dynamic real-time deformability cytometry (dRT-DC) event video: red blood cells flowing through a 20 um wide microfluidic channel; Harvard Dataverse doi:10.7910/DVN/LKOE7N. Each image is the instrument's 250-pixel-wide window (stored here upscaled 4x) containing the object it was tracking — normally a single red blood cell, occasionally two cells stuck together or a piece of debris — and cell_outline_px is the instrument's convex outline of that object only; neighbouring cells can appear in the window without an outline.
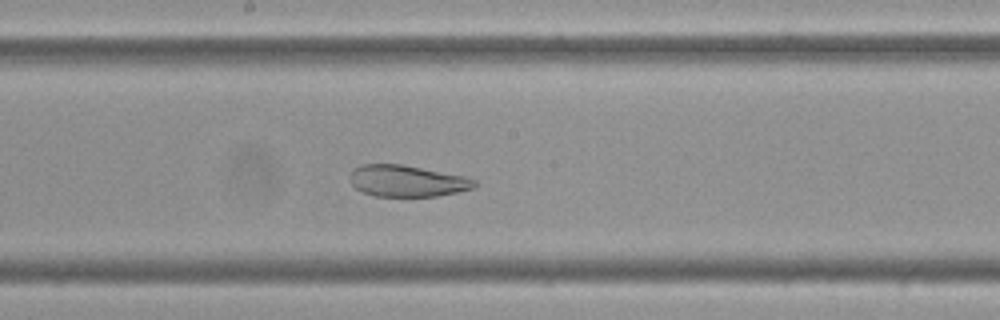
{"species": "Egyptian fruit bat (a non-hibernating species)", "species_latin": "Rousettus aegyptiacus", "temperature_condition": "cold", "stored_images_in_passage": 47, "camera_frame_rate_fps": 3000, "um_per_image_px": 0.085, "frame": {"image": 1, "passage_image": 28, "time_ms": 9.0, "image_size_px": [1000, 320], "cell_outline_px": [[476, 184], [472, 188], [456, 192], [436, 196], [376, 196], [364, 192], [356, 188], [352, 184], [352, 168], [360, 164], [400, 164], [464, 176], [476, 180]], "centroid_in_image_um": [34.59, 15.37], "position_along_channel_um": 213.6, "area_um2": 22.48}}
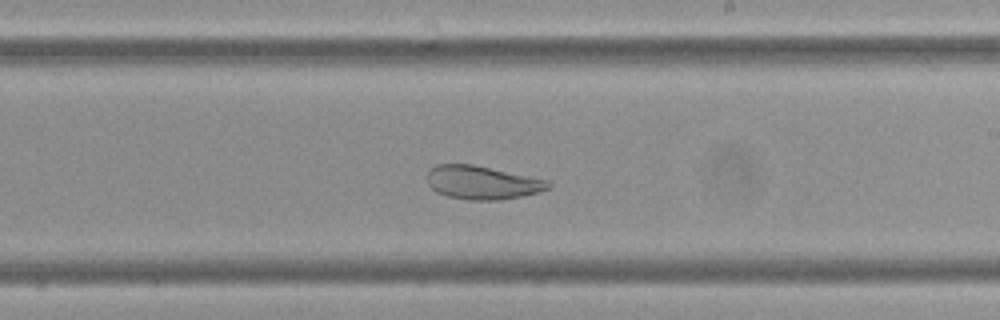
{"frame": {"image": 2, "passage_image": 31, "time_ms": 10.0, "image_size_px": [1000, 320], "cell_outline_px": [[552, 184], [548, 188], [536, 192], [520, 196], [500, 200], [468, 200], [448, 196], [436, 192], [428, 184], [428, 172], [436, 164], [472, 164], [548, 180]], "centroid_in_image_um": [40.96, 15.51], "position_along_channel_um": 248.0, "area_um2": 23.35}}
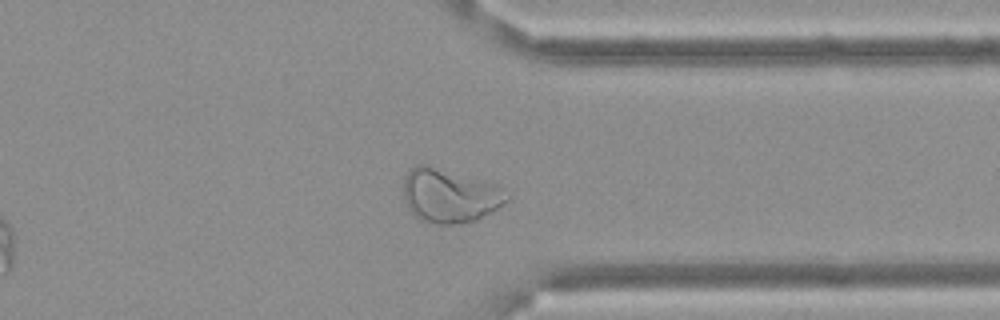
{"frame": {"image": 3, "passage_image": 42, "time_ms": 13.667, "image_size_px": [1000, 320], "cell_outline_px": [[512, 196], [508, 200], [492, 212], [476, 220], [464, 224], [436, 224], [420, 220], [408, 208], [404, 200], [404, 180], [408, 172], [416, 164], [428, 164], [496, 184]], "centroid_in_image_um": [38.24, 16.64], "position_along_channel_um": 373.2, "area_um2": 32.71}}